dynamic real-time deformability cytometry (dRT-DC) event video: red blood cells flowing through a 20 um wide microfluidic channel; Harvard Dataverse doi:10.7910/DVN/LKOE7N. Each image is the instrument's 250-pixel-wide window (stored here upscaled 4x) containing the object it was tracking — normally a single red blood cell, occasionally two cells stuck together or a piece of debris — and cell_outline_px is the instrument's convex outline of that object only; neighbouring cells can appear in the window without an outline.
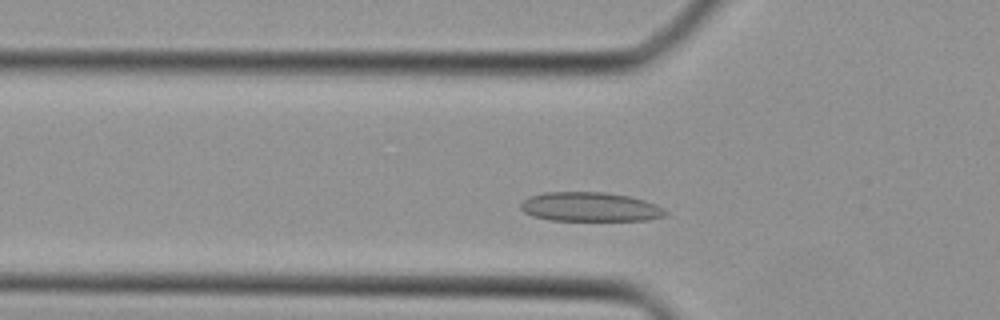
{"species": "Egyptian fruit bat (a non-hibernating species)", "species_latin": "Rousettus aegyptiacus", "temperature_condition": "cold", "stored_images_in_passage": 32, "camera_frame_rate_fps": 3000, "um_per_image_px": 0.085, "animal": {"sex": "female"}, "frame": {"image": 1, "passage_image": 5, "time_ms": 1.333, "image_size_px": [1000, 320], "cell_outline_px": [[668, 216], [648, 220], [548, 220], [532, 216], [524, 212], [520, 208], [520, 204], [528, 196], [544, 192], [604, 192], [628, 196], [644, 200], [656, 204], [664, 208], [668, 212]], "centroid_in_image_um": [50.17, 17.59], "position_along_channel_um": 75.6, "area_um2": 24.85}}
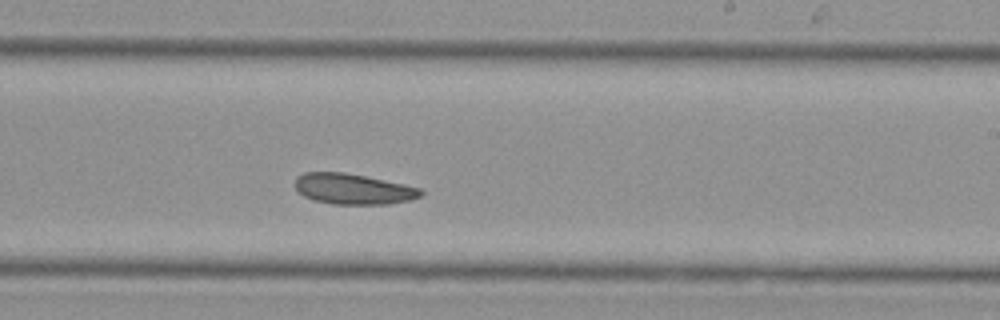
{"frame": {"image": 2, "passage_image": 16, "time_ms": 5.0, "image_size_px": [1000, 320], "cell_outline_px": [[424, 192], [420, 196], [412, 200], [388, 204], [332, 204], [312, 200], [304, 196], [296, 188], [296, 176], [304, 172], [344, 172], [404, 184], [420, 188]], "centroid_in_image_um": [30.02, 16.07], "position_along_channel_um": 259.0, "area_um2": 22.43}}
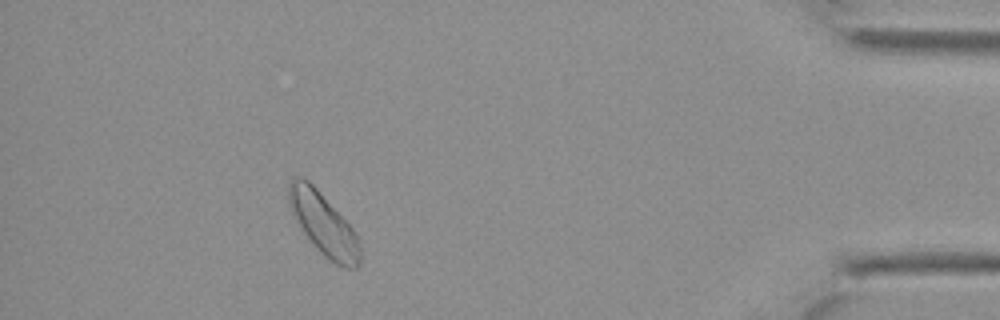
{"frame": {"image": 3, "passage_image": 28, "time_ms": 9.0, "image_size_px": [1000, 320], "cell_outline_px": [[360, 264], [356, 268], [344, 268], [328, 260], [316, 248], [300, 228], [288, 204], [288, 184], [292, 176], [300, 176], [308, 180], [316, 188], [356, 232], [360, 240]], "centroid_in_image_um": [27.49, 19.05], "position_along_channel_um": 407.7, "area_um2": 25.89}}